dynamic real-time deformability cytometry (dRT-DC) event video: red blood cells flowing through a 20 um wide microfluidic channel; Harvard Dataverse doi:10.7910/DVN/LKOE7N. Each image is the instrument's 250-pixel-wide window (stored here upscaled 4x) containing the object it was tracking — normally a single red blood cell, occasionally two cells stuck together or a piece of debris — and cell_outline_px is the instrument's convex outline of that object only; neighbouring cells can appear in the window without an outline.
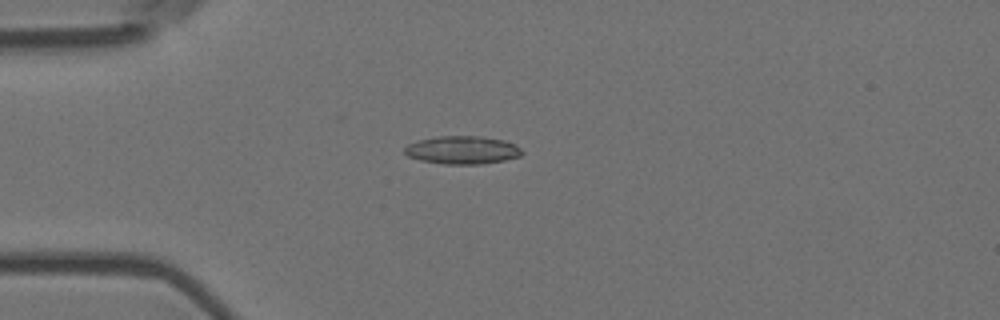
{"species": "Egyptian fruit bat (a non-hibernating species)", "species_latin": "Rousettus aegyptiacus", "temperature_condition": "room temperature", "stored_images_in_passage": 5, "camera_frame_rate_fps": 3000, "um_per_image_px": 0.085, "animal": {"sex": "female"}, "frame": {"image": 1, "passage_image": 3, "time_ms": 0.667, "image_size_px": [1000, 320], "cell_outline_px": [[524, 152], [520, 156], [504, 160], [484, 164], [444, 164], [420, 160], [408, 156], [404, 152], [404, 148], [408, 144], [416, 140], [436, 136], [484, 136], [504, 140], [516, 144]], "centroid_in_image_um": [39.31, 12.74], "position_along_channel_um": 45.7, "area_um2": 19.42}}
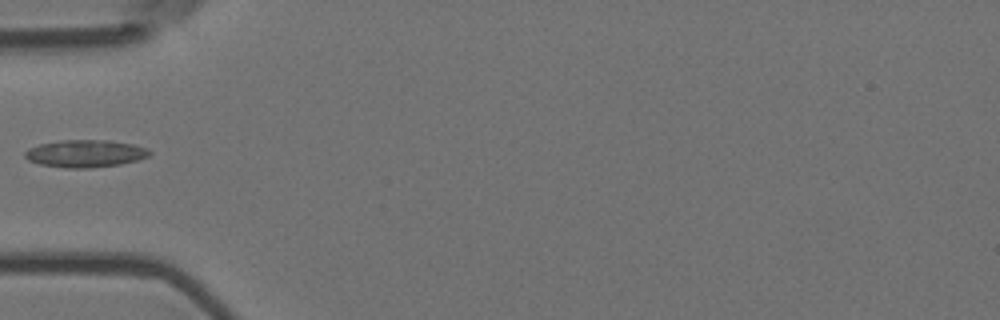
{"frame": {"image": 2, "passage_image": 4, "time_ms": 1.0, "image_size_px": [1000, 320], "cell_outline_px": [[152, 152], [148, 156], [136, 160], [120, 164], [92, 168], [64, 168], [40, 164], [28, 160], [24, 156], [24, 152], [28, 148], [40, 144], [60, 140], [108, 140], [132, 144], [148, 148]], "centroid_in_image_um": [7.23, 13.05], "position_along_channel_um": 77.8, "area_um2": 19.94}}
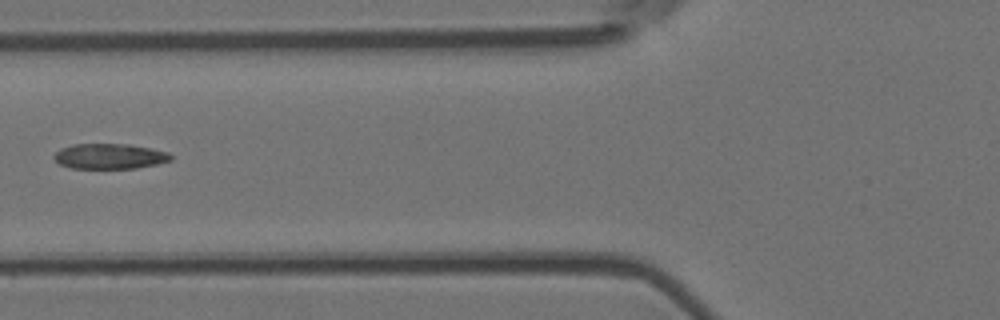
{"frame": {"image": 3, "passage_image": 5, "time_ms": 1.333, "image_size_px": [1000, 320], "cell_outline_px": [[172, 160], [156, 164], [136, 168], [72, 168], [60, 164], [52, 156], [60, 148], [72, 144], [128, 144], [168, 152], [172, 156]], "centroid_in_image_um": [9.3, 13.28], "position_along_channel_um": 116.5, "area_um2": 17.11}}